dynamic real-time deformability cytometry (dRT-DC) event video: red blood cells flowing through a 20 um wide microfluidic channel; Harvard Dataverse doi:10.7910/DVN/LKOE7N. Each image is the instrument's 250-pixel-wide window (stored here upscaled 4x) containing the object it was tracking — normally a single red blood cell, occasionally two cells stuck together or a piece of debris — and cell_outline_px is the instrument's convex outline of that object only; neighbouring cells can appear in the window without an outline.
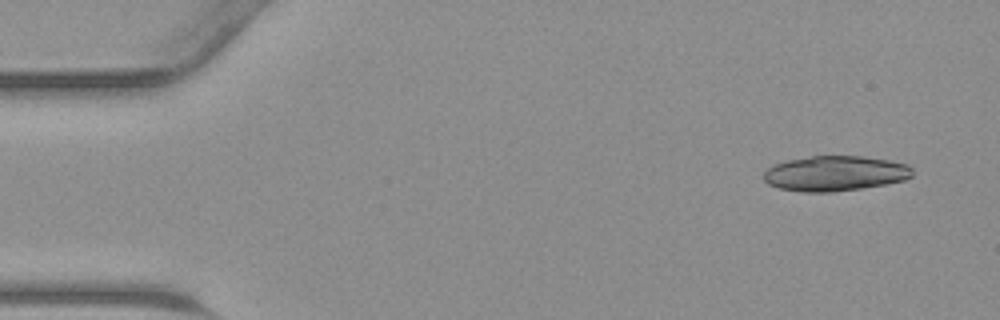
{"species": "common noctule bat (a hibernating species)", "species_latin": "Nyctalus noctula", "temperature_condition": "warm", "stored_images_in_passage": 13, "camera_frame_rate_fps": 3000, "um_per_image_px": 0.085, "animal": {"sex": "male", "body_mass_g": 23.1, "forearm_length_mm": 52.7}, "frame": {"image": 1, "passage_image": 3, "time_ms": 0.667, "image_size_px": [1000, 320], "cell_outline_px": [[912, 176], [904, 180], [884, 184], [860, 188], [832, 192], [804, 192], [780, 188], [768, 184], [764, 180], [764, 172], [772, 164], [788, 160], [812, 156], [864, 156], [888, 160], [908, 164], [912, 168]], "centroid_in_image_um": [70.97, 14.73], "position_along_channel_um": 14.0, "area_um2": 30.4}}